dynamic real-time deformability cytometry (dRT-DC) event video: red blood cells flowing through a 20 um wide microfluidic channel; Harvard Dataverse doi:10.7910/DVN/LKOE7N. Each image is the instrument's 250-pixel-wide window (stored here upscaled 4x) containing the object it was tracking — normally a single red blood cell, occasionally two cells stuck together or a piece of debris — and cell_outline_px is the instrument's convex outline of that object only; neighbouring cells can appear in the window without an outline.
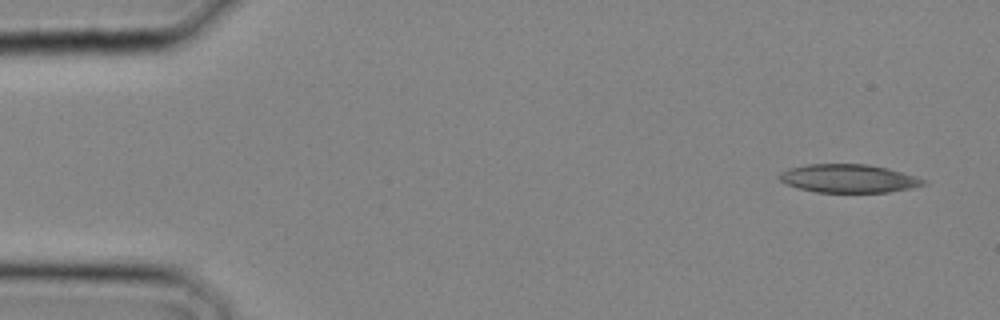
{"species": "common noctule bat (a hibernating species)", "species_latin": "Nyctalus noctula", "temperature_condition": "cold", "stored_images_in_passage": 8, "camera_frame_rate_fps": 3000, "um_per_image_px": 0.085, "animal": {"sex": "male", "body_mass_g": 20.4}, "frame": {"image": 1, "passage_image": 1, "time_ms": 0.0, "image_size_px": [1000, 320], "cell_outline_px": [[928, 184], [912, 188], [888, 192], [816, 192], [800, 188], [788, 184], [780, 180], [776, 176], [780, 172], [788, 168], [804, 164], [868, 164], [888, 168], [916, 176], [928, 180]], "centroid_in_image_um": [72.15, 15.16], "position_along_channel_um": 12.8, "area_um2": 23.99}}